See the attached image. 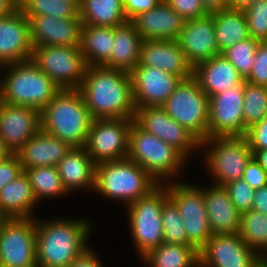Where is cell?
I'll return each mask as SVG.
<instances>
[{
  "mask_svg": "<svg viewBox=\"0 0 267 267\" xmlns=\"http://www.w3.org/2000/svg\"><path fill=\"white\" fill-rule=\"evenodd\" d=\"M42 219L36 217L37 267H68L90 247L92 221L86 216Z\"/></svg>",
  "mask_w": 267,
  "mask_h": 267,
  "instance_id": "1",
  "label": "cell"
},
{
  "mask_svg": "<svg viewBox=\"0 0 267 267\" xmlns=\"http://www.w3.org/2000/svg\"><path fill=\"white\" fill-rule=\"evenodd\" d=\"M92 119H135L130 73L88 66L79 88Z\"/></svg>",
  "mask_w": 267,
  "mask_h": 267,
  "instance_id": "2",
  "label": "cell"
},
{
  "mask_svg": "<svg viewBox=\"0 0 267 267\" xmlns=\"http://www.w3.org/2000/svg\"><path fill=\"white\" fill-rule=\"evenodd\" d=\"M92 117L79 89H62L40 111L41 130L72 147H84Z\"/></svg>",
  "mask_w": 267,
  "mask_h": 267,
  "instance_id": "3",
  "label": "cell"
},
{
  "mask_svg": "<svg viewBox=\"0 0 267 267\" xmlns=\"http://www.w3.org/2000/svg\"><path fill=\"white\" fill-rule=\"evenodd\" d=\"M0 100L42 110L61 90L32 60L0 66Z\"/></svg>",
  "mask_w": 267,
  "mask_h": 267,
  "instance_id": "4",
  "label": "cell"
},
{
  "mask_svg": "<svg viewBox=\"0 0 267 267\" xmlns=\"http://www.w3.org/2000/svg\"><path fill=\"white\" fill-rule=\"evenodd\" d=\"M158 185L145 169L128 158L96 164L93 192L122 202L124 207L146 196Z\"/></svg>",
  "mask_w": 267,
  "mask_h": 267,
  "instance_id": "5",
  "label": "cell"
},
{
  "mask_svg": "<svg viewBox=\"0 0 267 267\" xmlns=\"http://www.w3.org/2000/svg\"><path fill=\"white\" fill-rule=\"evenodd\" d=\"M127 158L145 169L159 184L178 180L189 162L177 149L146 132L135 121L129 132Z\"/></svg>",
  "mask_w": 267,
  "mask_h": 267,
  "instance_id": "6",
  "label": "cell"
},
{
  "mask_svg": "<svg viewBox=\"0 0 267 267\" xmlns=\"http://www.w3.org/2000/svg\"><path fill=\"white\" fill-rule=\"evenodd\" d=\"M203 167L210 172L213 184H226L242 179L249 160L253 157L246 136L207 137L200 142Z\"/></svg>",
  "mask_w": 267,
  "mask_h": 267,
  "instance_id": "7",
  "label": "cell"
},
{
  "mask_svg": "<svg viewBox=\"0 0 267 267\" xmlns=\"http://www.w3.org/2000/svg\"><path fill=\"white\" fill-rule=\"evenodd\" d=\"M168 198L166 186L159 184L125 208L131 239L140 259L163 243L161 213L162 205Z\"/></svg>",
  "mask_w": 267,
  "mask_h": 267,
  "instance_id": "8",
  "label": "cell"
},
{
  "mask_svg": "<svg viewBox=\"0 0 267 267\" xmlns=\"http://www.w3.org/2000/svg\"><path fill=\"white\" fill-rule=\"evenodd\" d=\"M161 107L200 142L207 138L209 97L194 76L181 80Z\"/></svg>",
  "mask_w": 267,
  "mask_h": 267,
  "instance_id": "9",
  "label": "cell"
},
{
  "mask_svg": "<svg viewBox=\"0 0 267 267\" xmlns=\"http://www.w3.org/2000/svg\"><path fill=\"white\" fill-rule=\"evenodd\" d=\"M163 184L169 198L178 207L188 242L199 251L212 236L205 209L204 188L184 181Z\"/></svg>",
  "mask_w": 267,
  "mask_h": 267,
  "instance_id": "10",
  "label": "cell"
},
{
  "mask_svg": "<svg viewBox=\"0 0 267 267\" xmlns=\"http://www.w3.org/2000/svg\"><path fill=\"white\" fill-rule=\"evenodd\" d=\"M31 60L62 89H79L87 70L80 46L33 47Z\"/></svg>",
  "mask_w": 267,
  "mask_h": 267,
  "instance_id": "11",
  "label": "cell"
},
{
  "mask_svg": "<svg viewBox=\"0 0 267 267\" xmlns=\"http://www.w3.org/2000/svg\"><path fill=\"white\" fill-rule=\"evenodd\" d=\"M133 121L121 118L92 120L84 148L95 164L127 158Z\"/></svg>",
  "mask_w": 267,
  "mask_h": 267,
  "instance_id": "12",
  "label": "cell"
},
{
  "mask_svg": "<svg viewBox=\"0 0 267 267\" xmlns=\"http://www.w3.org/2000/svg\"><path fill=\"white\" fill-rule=\"evenodd\" d=\"M0 267H37L36 217L8 218L2 224Z\"/></svg>",
  "mask_w": 267,
  "mask_h": 267,
  "instance_id": "13",
  "label": "cell"
},
{
  "mask_svg": "<svg viewBox=\"0 0 267 267\" xmlns=\"http://www.w3.org/2000/svg\"><path fill=\"white\" fill-rule=\"evenodd\" d=\"M246 79L209 96L207 137L244 136L243 98Z\"/></svg>",
  "mask_w": 267,
  "mask_h": 267,
  "instance_id": "14",
  "label": "cell"
},
{
  "mask_svg": "<svg viewBox=\"0 0 267 267\" xmlns=\"http://www.w3.org/2000/svg\"><path fill=\"white\" fill-rule=\"evenodd\" d=\"M134 121L146 132L177 149L187 160L200 150V141L171 118L161 106L136 107Z\"/></svg>",
  "mask_w": 267,
  "mask_h": 267,
  "instance_id": "15",
  "label": "cell"
},
{
  "mask_svg": "<svg viewBox=\"0 0 267 267\" xmlns=\"http://www.w3.org/2000/svg\"><path fill=\"white\" fill-rule=\"evenodd\" d=\"M261 259L238 233L212 235L199 250V267H255Z\"/></svg>",
  "mask_w": 267,
  "mask_h": 267,
  "instance_id": "16",
  "label": "cell"
},
{
  "mask_svg": "<svg viewBox=\"0 0 267 267\" xmlns=\"http://www.w3.org/2000/svg\"><path fill=\"white\" fill-rule=\"evenodd\" d=\"M40 129V110L0 100V137L11 154H17Z\"/></svg>",
  "mask_w": 267,
  "mask_h": 267,
  "instance_id": "17",
  "label": "cell"
},
{
  "mask_svg": "<svg viewBox=\"0 0 267 267\" xmlns=\"http://www.w3.org/2000/svg\"><path fill=\"white\" fill-rule=\"evenodd\" d=\"M135 107L162 106L181 79L156 67L136 66L131 72Z\"/></svg>",
  "mask_w": 267,
  "mask_h": 267,
  "instance_id": "18",
  "label": "cell"
},
{
  "mask_svg": "<svg viewBox=\"0 0 267 267\" xmlns=\"http://www.w3.org/2000/svg\"><path fill=\"white\" fill-rule=\"evenodd\" d=\"M32 53L29 19L17 8L0 18V66L30 61Z\"/></svg>",
  "mask_w": 267,
  "mask_h": 267,
  "instance_id": "19",
  "label": "cell"
},
{
  "mask_svg": "<svg viewBox=\"0 0 267 267\" xmlns=\"http://www.w3.org/2000/svg\"><path fill=\"white\" fill-rule=\"evenodd\" d=\"M176 41L193 69L198 64L219 55L211 13L187 20Z\"/></svg>",
  "mask_w": 267,
  "mask_h": 267,
  "instance_id": "20",
  "label": "cell"
},
{
  "mask_svg": "<svg viewBox=\"0 0 267 267\" xmlns=\"http://www.w3.org/2000/svg\"><path fill=\"white\" fill-rule=\"evenodd\" d=\"M30 22V38L33 47L80 46V15L60 19L50 15H26Z\"/></svg>",
  "mask_w": 267,
  "mask_h": 267,
  "instance_id": "21",
  "label": "cell"
},
{
  "mask_svg": "<svg viewBox=\"0 0 267 267\" xmlns=\"http://www.w3.org/2000/svg\"><path fill=\"white\" fill-rule=\"evenodd\" d=\"M137 66H151L178 76H193V67L176 40H142Z\"/></svg>",
  "mask_w": 267,
  "mask_h": 267,
  "instance_id": "22",
  "label": "cell"
},
{
  "mask_svg": "<svg viewBox=\"0 0 267 267\" xmlns=\"http://www.w3.org/2000/svg\"><path fill=\"white\" fill-rule=\"evenodd\" d=\"M130 22L142 40H176L186 20L165 1L134 16Z\"/></svg>",
  "mask_w": 267,
  "mask_h": 267,
  "instance_id": "23",
  "label": "cell"
},
{
  "mask_svg": "<svg viewBox=\"0 0 267 267\" xmlns=\"http://www.w3.org/2000/svg\"><path fill=\"white\" fill-rule=\"evenodd\" d=\"M203 186L205 209L212 235L237 234L241 213L230 200L226 188L215 184Z\"/></svg>",
  "mask_w": 267,
  "mask_h": 267,
  "instance_id": "24",
  "label": "cell"
},
{
  "mask_svg": "<svg viewBox=\"0 0 267 267\" xmlns=\"http://www.w3.org/2000/svg\"><path fill=\"white\" fill-rule=\"evenodd\" d=\"M72 146L67 142L39 130L17 153L23 171L41 166H57Z\"/></svg>",
  "mask_w": 267,
  "mask_h": 267,
  "instance_id": "25",
  "label": "cell"
},
{
  "mask_svg": "<svg viewBox=\"0 0 267 267\" xmlns=\"http://www.w3.org/2000/svg\"><path fill=\"white\" fill-rule=\"evenodd\" d=\"M57 169L69 194L84 189L93 193L96 164L84 147H72L60 160Z\"/></svg>",
  "mask_w": 267,
  "mask_h": 267,
  "instance_id": "26",
  "label": "cell"
},
{
  "mask_svg": "<svg viewBox=\"0 0 267 267\" xmlns=\"http://www.w3.org/2000/svg\"><path fill=\"white\" fill-rule=\"evenodd\" d=\"M193 76L209 97L240 83L244 78L222 54L198 64Z\"/></svg>",
  "mask_w": 267,
  "mask_h": 267,
  "instance_id": "27",
  "label": "cell"
},
{
  "mask_svg": "<svg viewBox=\"0 0 267 267\" xmlns=\"http://www.w3.org/2000/svg\"><path fill=\"white\" fill-rule=\"evenodd\" d=\"M38 205L25 171L0 190V211L7 218L35 217L34 209Z\"/></svg>",
  "mask_w": 267,
  "mask_h": 267,
  "instance_id": "28",
  "label": "cell"
},
{
  "mask_svg": "<svg viewBox=\"0 0 267 267\" xmlns=\"http://www.w3.org/2000/svg\"><path fill=\"white\" fill-rule=\"evenodd\" d=\"M142 38L130 21L114 27L110 58L102 65L130 73L139 62Z\"/></svg>",
  "mask_w": 267,
  "mask_h": 267,
  "instance_id": "29",
  "label": "cell"
},
{
  "mask_svg": "<svg viewBox=\"0 0 267 267\" xmlns=\"http://www.w3.org/2000/svg\"><path fill=\"white\" fill-rule=\"evenodd\" d=\"M211 14L219 54L235 43L250 37L243 9L227 7Z\"/></svg>",
  "mask_w": 267,
  "mask_h": 267,
  "instance_id": "30",
  "label": "cell"
},
{
  "mask_svg": "<svg viewBox=\"0 0 267 267\" xmlns=\"http://www.w3.org/2000/svg\"><path fill=\"white\" fill-rule=\"evenodd\" d=\"M114 27L82 24L80 48L88 66H102L111 55Z\"/></svg>",
  "mask_w": 267,
  "mask_h": 267,
  "instance_id": "31",
  "label": "cell"
},
{
  "mask_svg": "<svg viewBox=\"0 0 267 267\" xmlns=\"http://www.w3.org/2000/svg\"><path fill=\"white\" fill-rule=\"evenodd\" d=\"M140 260L149 267H199V251L192 245L162 243Z\"/></svg>",
  "mask_w": 267,
  "mask_h": 267,
  "instance_id": "32",
  "label": "cell"
},
{
  "mask_svg": "<svg viewBox=\"0 0 267 267\" xmlns=\"http://www.w3.org/2000/svg\"><path fill=\"white\" fill-rule=\"evenodd\" d=\"M82 24L115 27L127 22L122 0H82L79 7Z\"/></svg>",
  "mask_w": 267,
  "mask_h": 267,
  "instance_id": "33",
  "label": "cell"
},
{
  "mask_svg": "<svg viewBox=\"0 0 267 267\" xmlns=\"http://www.w3.org/2000/svg\"><path fill=\"white\" fill-rule=\"evenodd\" d=\"M28 175L34 196L38 203L47 198L57 199L70 195L63 186L57 166H41L24 170Z\"/></svg>",
  "mask_w": 267,
  "mask_h": 267,
  "instance_id": "34",
  "label": "cell"
},
{
  "mask_svg": "<svg viewBox=\"0 0 267 267\" xmlns=\"http://www.w3.org/2000/svg\"><path fill=\"white\" fill-rule=\"evenodd\" d=\"M238 235L262 257H267V214L252 209L241 214Z\"/></svg>",
  "mask_w": 267,
  "mask_h": 267,
  "instance_id": "35",
  "label": "cell"
},
{
  "mask_svg": "<svg viewBox=\"0 0 267 267\" xmlns=\"http://www.w3.org/2000/svg\"><path fill=\"white\" fill-rule=\"evenodd\" d=\"M243 122L247 130L267 116V87L246 82L244 87Z\"/></svg>",
  "mask_w": 267,
  "mask_h": 267,
  "instance_id": "36",
  "label": "cell"
},
{
  "mask_svg": "<svg viewBox=\"0 0 267 267\" xmlns=\"http://www.w3.org/2000/svg\"><path fill=\"white\" fill-rule=\"evenodd\" d=\"M18 8L25 15H50L60 19L75 18L79 7L66 0H18Z\"/></svg>",
  "mask_w": 267,
  "mask_h": 267,
  "instance_id": "37",
  "label": "cell"
},
{
  "mask_svg": "<svg viewBox=\"0 0 267 267\" xmlns=\"http://www.w3.org/2000/svg\"><path fill=\"white\" fill-rule=\"evenodd\" d=\"M258 43V40L249 37L235 43L221 53L244 79L249 76L254 66Z\"/></svg>",
  "mask_w": 267,
  "mask_h": 267,
  "instance_id": "38",
  "label": "cell"
},
{
  "mask_svg": "<svg viewBox=\"0 0 267 267\" xmlns=\"http://www.w3.org/2000/svg\"><path fill=\"white\" fill-rule=\"evenodd\" d=\"M163 243L191 245L182 224V217L175 203L168 198L162 205Z\"/></svg>",
  "mask_w": 267,
  "mask_h": 267,
  "instance_id": "39",
  "label": "cell"
},
{
  "mask_svg": "<svg viewBox=\"0 0 267 267\" xmlns=\"http://www.w3.org/2000/svg\"><path fill=\"white\" fill-rule=\"evenodd\" d=\"M250 37L267 41V0H257L243 9Z\"/></svg>",
  "mask_w": 267,
  "mask_h": 267,
  "instance_id": "40",
  "label": "cell"
},
{
  "mask_svg": "<svg viewBox=\"0 0 267 267\" xmlns=\"http://www.w3.org/2000/svg\"><path fill=\"white\" fill-rule=\"evenodd\" d=\"M229 193L230 200L241 213L252 209L255 190L243 179L230 182L224 186Z\"/></svg>",
  "mask_w": 267,
  "mask_h": 267,
  "instance_id": "41",
  "label": "cell"
},
{
  "mask_svg": "<svg viewBox=\"0 0 267 267\" xmlns=\"http://www.w3.org/2000/svg\"><path fill=\"white\" fill-rule=\"evenodd\" d=\"M246 81L254 85L267 87V41L258 43L254 66Z\"/></svg>",
  "mask_w": 267,
  "mask_h": 267,
  "instance_id": "42",
  "label": "cell"
},
{
  "mask_svg": "<svg viewBox=\"0 0 267 267\" xmlns=\"http://www.w3.org/2000/svg\"><path fill=\"white\" fill-rule=\"evenodd\" d=\"M182 18L192 20L206 16L209 12L203 6L201 0H164Z\"/></svg>",
  "mask_w": 267,
  "mask_h": 267,
  "instance_id": "43",
  "label": "cell"
},
{
  "mask_svg": "<svg viewBox=\"0 0 267 267\" xmlns=\"http://www.w3.org/2000/svg\"><path fill=\"white\" fill-rule=\"evenodd\" d=\"M242 179L254 190L267 186V171L259 164L253 156L243 172Z\"/></svg>",
  "mask_w": 267,
  "mask_h": 267,
  "instance_id": "44",
  "label": "cell"
},
{
  "mask_svg": "<svg viewBox=\"0 0 267 267\" xmlns=\"http://www.w3.org/2000/svg\"><path fill=\"white\" fill-rule=\"evenodd\" d=\"M249 146L254 154L258 150L267 149V116L252 125L246 133Z\"/></svg>",
  "mask_w": 267,
  "mask_h": 267,
  "instance_id": "45",
  "label": "cell"
},
{
  "mask_svg": "<svg viewBox=\"0 0 267 267\" xmlns=\"http://www.w3.org/2000/svg\"><path fill=\"white\" fill-rule=\"evenodd\" d=\"M22 172V164L17 154H11L0 161V190Z\"/></svg>",
  "mask_w": 267,
  "mask_h": 267,
  "instance_id": "46",
  "label": "cell"
},
{
  "mask_svg": "<svg viewBox=\"0 0 267 267\" xmlns=\"http://www.w3.org/2000/svg\"><path fill=\"white\" fill-rule=\"evenodd\" d=\"M163 0H122L124 12L128 21L139 13L155 8Z\"/></svg>",
  "mask_w": 267,
  "mask_h": 267,
  "instance_id": "47",
  "label": "cell"
},
{
  "mask_svg": "<svg viewBox=\"0 0 267 267\" xmlns=\"http://www.w3.org/2000/svg\"><path fill=\"white\" fill-rule=\"evenodd\" d=\"M97 252L88 247L82 254L76 257L68 267H103ZM105 267V266H104Z\"/></svg>",
  "mask_w": 267,
  "mask_h": 267,
  "instance_id": "48",
  "label": "cell"
},
{
  "mask_svg": "<svg viewBox=\"0 0 267 267\" xmlns=\"http://www.w3.org/2000/svg\"><path fill=\"white\" fill-rule=\"evenodd\" d=\"M252 210L267 214V186L255 190L252 202Z\"/></svg>",
  "mask_w": 267,
  "mask_h": 267,
  "instance_id": "49",
  "label": "cell"
},
{
  "mask_svg": "<svg viewBox=\"0 0 267 267\" xmlns=\"http://www.w3.org/2000/svg\"><path fill=\"white\" fill-rule=\"evenodd\" d=\"M205 9L209 12L219 11L229 7L228 0H201Z\"/></svg>",
  "mask_w": 267,
  "mask_h": 267,
  "instance_id": "50",
  "label": "cell"
},
{
  "mask_svg": "<svg viewBox=\"0 0 267 267\" xmlns=\"http://www.w3.org/2000/svg\"><path fill=\"white\" fill-rule=\"evenodd\" d=\"M18 8V0H0V18L11 14Z\"/></svg>",
  "mask_w": 267,
  "mask_h": 267,
  "instance_id": "51",
  "label": "cell"
},
{
  "mask_svg": "<svg viewBox=\"0 0 267 267\" xmlns=\"http://www.w3.org/2000/svg\"><path fill=\"white\" fill-rule=\"evenodd\" d=\"M253 156L259 162V164L267 171V149L266 150H258Z\"/></svg>",
  "mask_w": 267,
  "mask_h": 267,
  "instance_id": "52",
  "label": "cell"
},
{
  "mask_svg": "<svg viewBox=\"0 0 267 267\" xmlns=\"http://www.w3.org/2000/svg\"><path fill=\"white\" fill-rule=\"evenodd\" d=\"M257 0H228L229 7L244 9L248 5L256 2Z\"/></svg>",
  "mask_w": 267,
  "mask_h": 267,
  "instance_id": "53",
  "label": "cell"
},
{
  "mask_svg": "<svg viewBox=\"0 0 267 267\" xmlns=\"http://www.w3.org/2000/svg\"><path fill=\"white\" fill-rule=\"evenodd\" d=\"M11 155V152L7 149L4 141L0 137V161L5 160Z\"/></svg>",
  "mask_w": 267,
  "mask_h": 267,
  "instance_id": "54",
  "label": "cell"
},
{
  "mask_svg": "<svg viewBox=\"0 0 267 267\" xmlns=\"http://www.w3.org/2000/svg\"><path fill=\"white\" fill-rule=\"evenodd\" d=\"M255 267H267V257H262Z\"/></svg>",
  "mask_w": 267,
  "mask_h": 267,
  "instance_id": "55",
  "label": "cell"
},
{
  "mask_svg": "<svg viewBox=\"0 0 267 267\" xmlns=\"http://www.w3.org/2000/svg\"><path fill=\"white\" fill-rule=\"evenodd\" d=\"M8 218L0 211V230L2 227V224L7 220Z\"/></svg>",
  "mask_w": 267,
  "mask_h": 267,
  "instance_id": "56",
  "label": "cell"
},
{
  "mask_svg": "<svg viewBox=\"0 0 267 267\" xmlns=\"http://www.w3.org/2000/svg\"><path fill=\"white\" fill-rule=\"evenodd\" d=\"M66 1L73 2V3H75L78 7H80L81 2H82V0H66Z\"/></svg>",
  "mask_w": 267,
  "mask_h": 267,
  "instance_id": "57",
  "label": "cell"
}]
</instances>
